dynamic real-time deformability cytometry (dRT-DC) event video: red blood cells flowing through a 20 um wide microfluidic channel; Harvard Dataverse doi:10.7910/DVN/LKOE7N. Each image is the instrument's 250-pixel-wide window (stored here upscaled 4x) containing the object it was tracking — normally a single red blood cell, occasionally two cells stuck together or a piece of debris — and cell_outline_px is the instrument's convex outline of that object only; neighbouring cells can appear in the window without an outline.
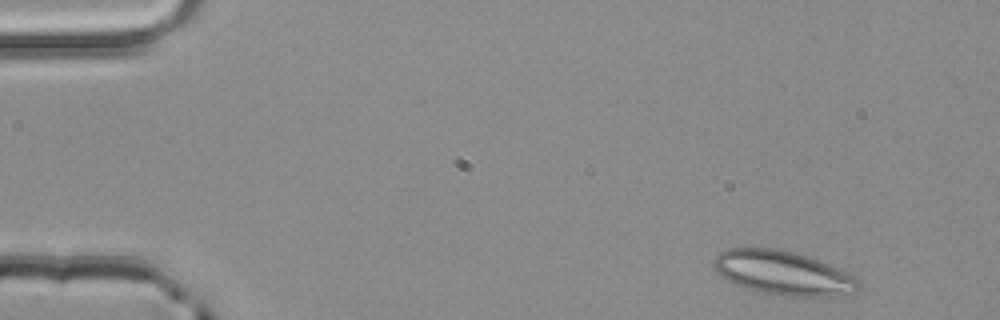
{"species": "common noctule bat (a hibernating species)", "species_latin": "Nyctalus noctula", "temperature_condition": "room temperature", "stored_images_in_passage": 50, "camera_frame_rate_fps": 3000, "um_per_image_px": 0.085, "animal": {"sex": "male", "body_mass_g": 20.4}, "frame": {"image": 1, "passage_image": 2, "time_ms": 0.333, "image_size_px": [1000, 320], "cell_outline_px": [[860, 288], [856, 292], [836, 296], [784, 296], [756, 292], [736, 284], [720, 276], [712, 260], [720, 252], [728, 248], [780, 248], [796, 252], [820, 260], [852, 276], [860, 284]], "centroid_in_image_um": [66.54, 23.2], "position_along_channel_um": 18.5, "area_um2": 37.17}}
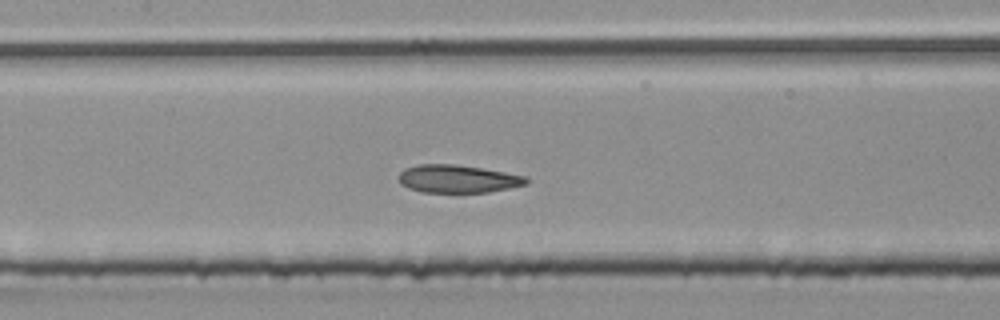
{"frame": {"image": 2, "passage_image": 22, "time_ms": 7.0, "image_size_px": [1000, 320], "cell_outline_px": [[528, 184], [488, 192], [420, 192], [408, 188], [400, 184], [396, 176], [404, 168], [416, 164], [456, 164], [528, 176]], "centroid_in_image_um": [38.85, 15.2], "position_along_channel_um": 168.5, "area_um2": 20.92}}
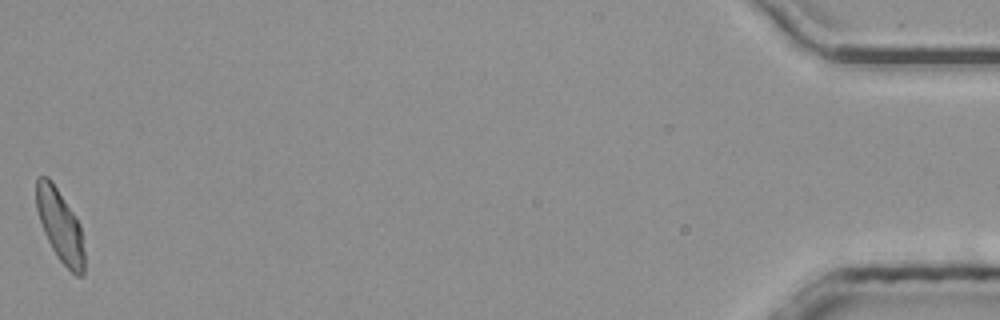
{"frame": {"image": 3, "passage_image": 50, "time_ms": 16.333, "image_size_px": [1000, 320], "cell_outline_px": [[84, 276], [76, 276], [56, 256], [44, 232], [36, 208], [36, 176], [48, 176], [52, 180], [80, 224], [84, 252]], "centroid_in_image_um": [5.1, 19.17], "position_along_channel_um": 430.1, "area_um2": 20.11}, "authors_computed_cell_mechanics": {"area_um2": 21.2415, "velocity_mm_per_s": 3.9012, "shape_relaxation_time_tau1_ms": 9.5113, "shape_relaxation_time_tau2_ms": 3.9058, "deformation_change_tau1": 0.1629, "deformation_change_tau2": 0.1017}}